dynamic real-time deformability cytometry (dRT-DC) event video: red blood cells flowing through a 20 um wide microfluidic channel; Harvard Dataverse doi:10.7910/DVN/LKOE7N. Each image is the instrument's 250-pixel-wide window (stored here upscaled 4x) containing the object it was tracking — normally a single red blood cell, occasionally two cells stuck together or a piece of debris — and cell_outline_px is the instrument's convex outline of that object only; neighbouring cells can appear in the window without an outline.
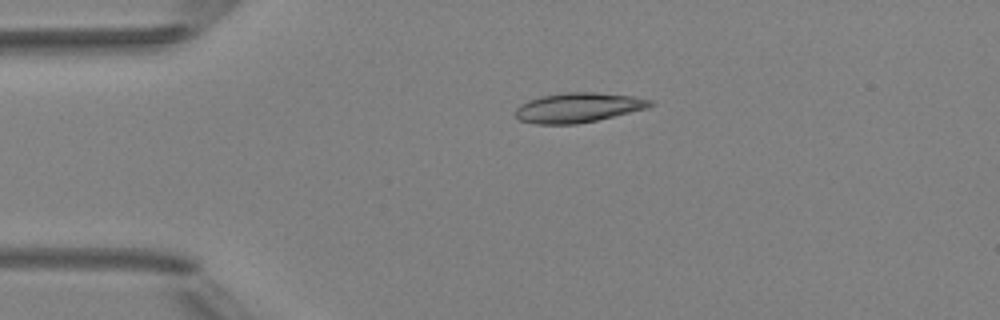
{"species": "Egyptian fruit bat (a non-hibernating species)", "species_latin": "Rousettus aegyptiacus", "temperature_condition": "room temperature", "stored_images_in_passage": 3, "camera_frame_rate_fps": 3000, "um_per_image_px": 0.085, "animal": {"sex": "female"}, "frame": {"image": 1, "passage_image": 1, "time_ms": 0.0, "image_size_px": [1000, 320], "cell_outline_px": [[656, 104], [648, 108], [596, 120], [576, 124], [536, 124], [520, 120], [516, 116], [516, 108], [520, 104], [528, 100], [540, 96], [564, 92], [596, 92], [632, 96], [652, 100]], "centroid_in_image_um": [49.15, 9.13], "position_along_channel_um": 35.9, "area_um2": 23.35}}